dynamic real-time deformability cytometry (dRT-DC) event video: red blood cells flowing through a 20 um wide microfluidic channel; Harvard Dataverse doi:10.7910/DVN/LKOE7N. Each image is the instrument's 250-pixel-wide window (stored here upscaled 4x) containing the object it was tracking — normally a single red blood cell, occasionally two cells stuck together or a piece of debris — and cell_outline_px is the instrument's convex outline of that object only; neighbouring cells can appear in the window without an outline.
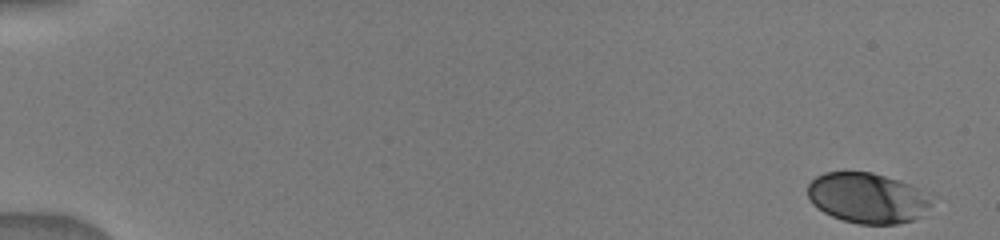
{"species": "human", "species_latin": "Homo sapiens", "temperature_condition": "warm", "stored_images_in_passage": 20, "camera_frame_rate_fps": 3000, "um_per_image_px": 0.085, "donor": {"sex": "male"}, "frame": {"image": 1, "passage_image": 1, "time_ms": 0.0, "image_size_px": [1000, 240], "cell_outline_px": [[936, 192], [932, 204], [916, 220], [896, 224], [860, 224], [844, 220], [832, 216], [824, 212], [812, 204], [808, 196], [808, 184], [816, 176], [824, 172], [872, 172]], "centroid_in_image_um": [73.83, 16.82], "position_along_channel_um": 11.2, "area_um2": 37.05}}
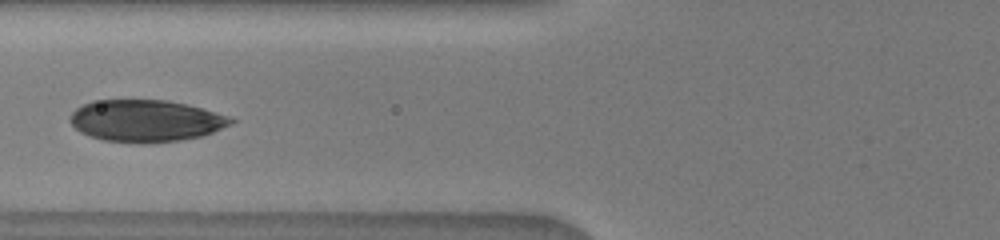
{"frame": {"image": 2, "passage_image": 16, "time_ms": 6.667, "image_size_px": [1000, 240], "cell_outline_px": [[236, 120], [232, 124], [212, 132], [200, 136], [180, 140], [144, 144], [140, 144], [104, 140], [88, 136], [80, 132], [72, 124], [72, 112], [76, 108], [92, 100], [168, 100], [188, 104], [228, 116]], "centroid_in_image_um": [12.39, 10.27], "position_along_channel_um": 113.4, "area_um2": 39.25}}
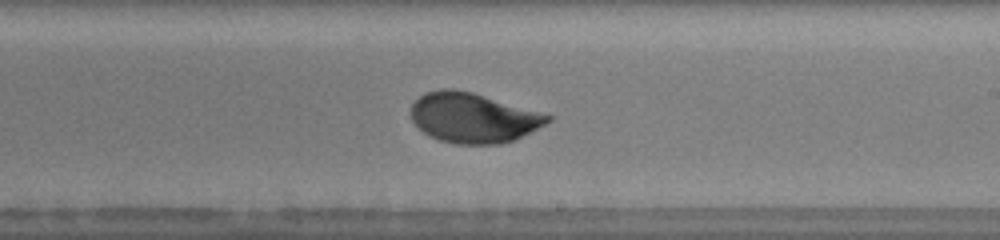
{"frame": {"image": 3, "passage_image": 20, "time_ms": 10.0, "image_size_px": [1000, 240], "cell_outline_px": [[552, 120], [512, 140], [500, 144], [456, 144], [440, 140], [424, 132], [412, 120], [412, 104], [424, 92], [440, 88], [452, 88], [472, 92], [552, 116]], "centroid_in_image_um": [40.17, 10.0], "position_along_channel_um": 248.8, "area_um2": 39.07}}